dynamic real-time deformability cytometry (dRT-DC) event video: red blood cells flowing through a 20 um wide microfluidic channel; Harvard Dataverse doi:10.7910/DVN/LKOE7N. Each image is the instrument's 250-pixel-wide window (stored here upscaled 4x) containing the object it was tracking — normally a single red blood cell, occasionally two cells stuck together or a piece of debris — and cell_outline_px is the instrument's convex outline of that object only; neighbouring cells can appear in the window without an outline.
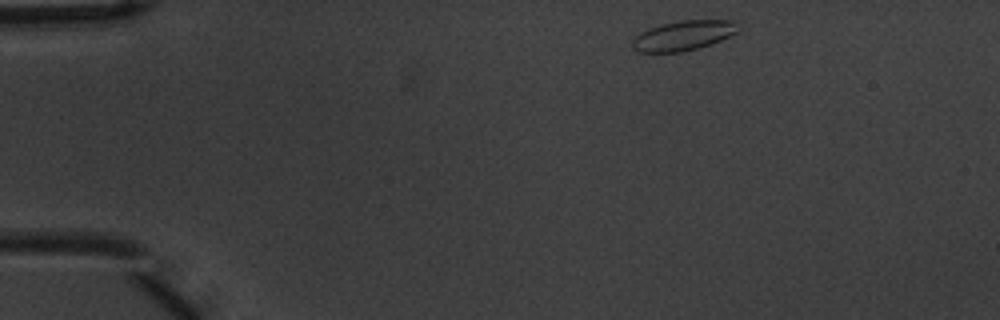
{"species": "common noctule bat (a hibernating species)", "species_latin": "Nyctalus noctula", "temperature_condition": "warm", "stored_images_in_passage": 4, "camera_frame_rate_fps": 3000, "um_per_image_px": 0.085, "animal": {"sex": "male", "body_mass_g": 20.1, "forearm_length_mm": 53.5}, "frame": {"image": 1, "passage_image": 1, "time_ms": 0.0, "image_size_px": [1000, 320], "cell_outline_px": [[740, 28], [736, 32], [712, 44], [680, 52], [636, 52], [632, 48], [632, 40], [640, 32], [648, 28], [660, 24], [680, 20], [732, 20]], "centroid_in_image_um": [58.04, 3.02], "position_along_channel_um": 27.0, "area_um2": 18.38}}
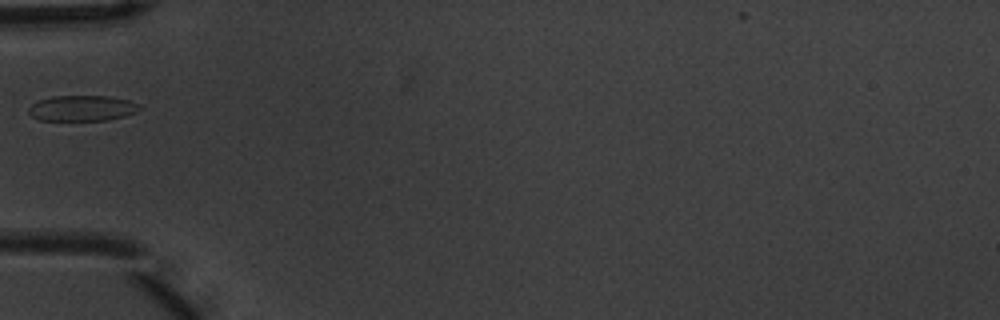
{"frame": {"image": 2, "passage_image": 4, "time_ms": 1.0, "image_size_px": [1000, 320], "cell_outline_px": [[144, 108], [136, 112], [124, 116], [108, 120], [40, 120], [32, 116], [28, 112], [28, 108], [32, 104], [40, 100], [52, 96], [108, 96], [128, 100], [140, 104]], "centroid_in_image_um": [7.02, 9.19], "position_along_channel_um": 78.0, "area_um2": 16.59}}